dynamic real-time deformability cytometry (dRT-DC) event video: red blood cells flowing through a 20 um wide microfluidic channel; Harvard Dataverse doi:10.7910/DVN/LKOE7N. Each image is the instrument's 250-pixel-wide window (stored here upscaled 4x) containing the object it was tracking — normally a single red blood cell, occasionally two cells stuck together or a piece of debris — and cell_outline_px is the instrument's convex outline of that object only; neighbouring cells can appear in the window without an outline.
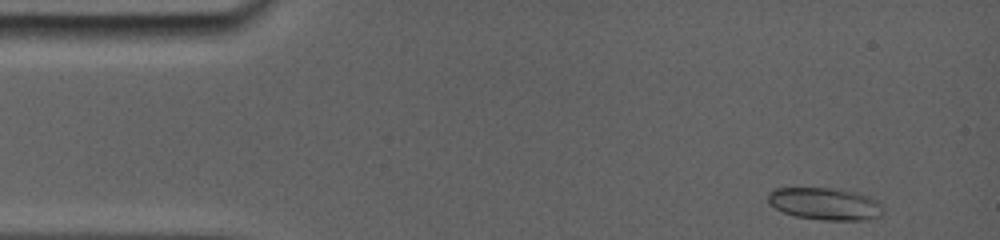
{"species": "common noctule bat (a hibernating species)", "species_latin": "Nyctalus noctula", "temperature_condition": "room temperature", "stored_images_in_passage": 4, "camera_frame_rate_fps": 5000, "um_per_image_px": 0.085, "animal": {"sex": "female", "body_mass_g": 19.0, "forearm_length_mm": 56.7}, "frame": {"image": 1, "passage_image": 1, "time_ms": 0.0, "image_size_px": [1000, 240], "cell_outline_px": [[884, 212], [880, 216], [864, 220], [824, 220], [796, 216], [784, 212], [768, 204], [768, 192], [776, 188], [828, 188], [852, 192], [868, 196], [880, 200], [884, 208]], "centroid_in_image_um": [70.15, 17.33], "position_along_channel_um": 14.8, "area_um2": 21.62}}